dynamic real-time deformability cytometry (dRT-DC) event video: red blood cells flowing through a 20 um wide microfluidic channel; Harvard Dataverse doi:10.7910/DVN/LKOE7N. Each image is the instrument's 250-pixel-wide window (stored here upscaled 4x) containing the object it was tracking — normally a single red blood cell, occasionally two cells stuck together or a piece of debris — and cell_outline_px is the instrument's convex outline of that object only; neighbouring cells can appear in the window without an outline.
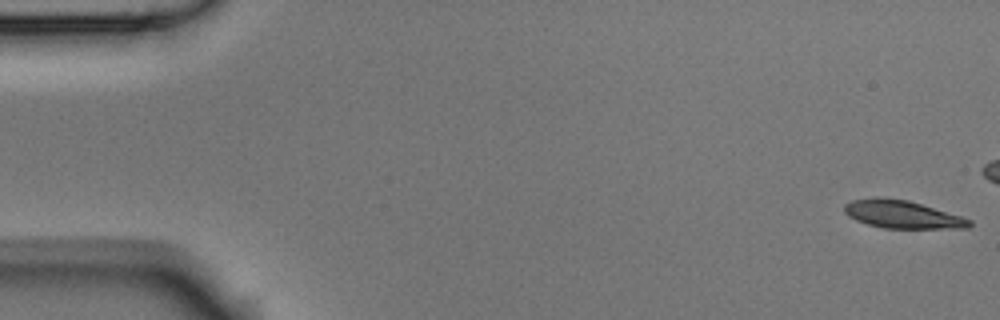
{"species": "Egyptian fruit bat (a non-hibernating species)", "species_latin": "Rousettus aegyptiacus", "temperature_condition": "room temperature", "stored_images_in_passage": 5, "camera_frame_rate_fps": 3000, "um_per_image_px": 0.085, "animal": {"sex": "male"}, "frame": {"image": 1, "passage_image": 1, "time_ms": 0.0, "image_size_px": [1000, 320], "cell_outline_px": [[972, 224], [968, 228], [884, 228], [868, 224], [856, 220], [848, 216], [844, 212], [844, 204], [852, 200], [872, 196], [876, 196], [908, 200], [960, 216], [972, 220]], "centroid_in_image_um": [76.64, 18.21], "position_along_channel_um": 8.4, "area_um2": 20.29}}